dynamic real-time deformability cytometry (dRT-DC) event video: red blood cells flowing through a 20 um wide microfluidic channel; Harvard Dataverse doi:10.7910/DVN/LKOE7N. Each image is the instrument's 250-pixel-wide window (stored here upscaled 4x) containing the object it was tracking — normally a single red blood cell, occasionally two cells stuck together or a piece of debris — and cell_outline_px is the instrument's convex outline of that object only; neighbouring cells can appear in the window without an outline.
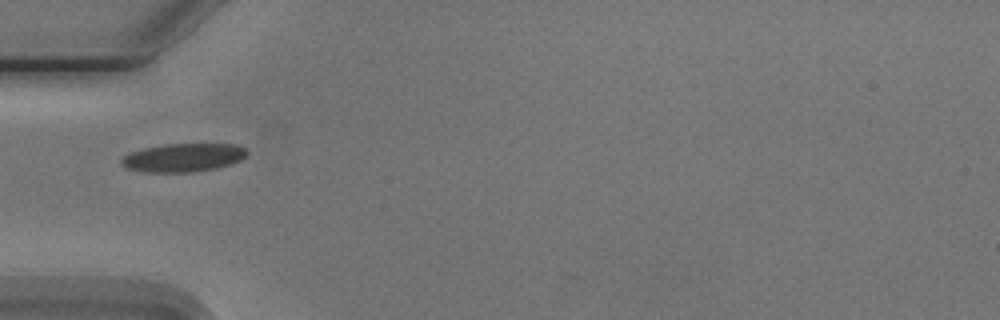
{"species": "Egyptian fruit bat (a non-hibernating species)", "species_latin": "Rousettus aegyptiacus", "temperature_condition": "cold", "stored_images_in_passage": 6, "camera_frame_rate_fps": 3000, "um_per_image_px": 0.085, "animal": {"sex": "male"}, "frame": {"image": 1, "passage_image": 6, "time_ms": 5.667, "image_size_px": [1000, 320], "cell_outline_px": [[248, 152], [240, 160], [232, 164], [216, 168], [192, 172], [144, 172], [128, 168], [120, 164], [120, 160], [128, 152], [144, 148], [164, 144], [240, 144]], "centroid_in_image_um": [15.56, 13.39], "position_along_channel_um": 69.4, "area_um2": 20.87}}